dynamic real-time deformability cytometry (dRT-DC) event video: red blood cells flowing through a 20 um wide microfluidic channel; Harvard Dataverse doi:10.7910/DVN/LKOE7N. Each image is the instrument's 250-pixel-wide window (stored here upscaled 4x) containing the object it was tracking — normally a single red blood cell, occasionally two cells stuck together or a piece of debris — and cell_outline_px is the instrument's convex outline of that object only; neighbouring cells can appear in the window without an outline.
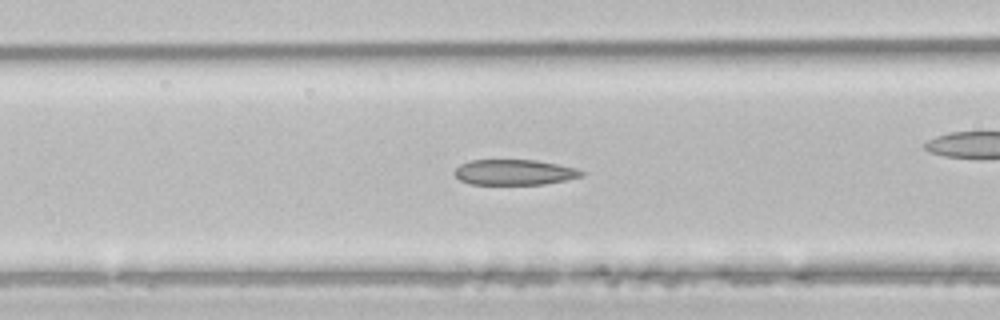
{"species": "common noctule bat (a hibernating species)", "species_latin": "Nyctalus noctula", "temperature_condition": "room temperature", "stored_images_in_passage": 36, "camera_frame_rate_fps": 3000, "um_per_image_px": 0.085, "animal": {"sex": "male", "body_mass_g": 21.5, "forearm_length_mm": 52.0}, "frame": {"image": 1, "passage_image": 6, "time_ms": 1.667, "image_size_px": [1000, 320], "cell_outline_px": [[584, 176], [544, 184], [472, 184], [460, 180], [452, 172], [460, 164], [472, 160], [536, 160], [576, 168], [584, 172]], "centroid_in_image_um": [43.7, 14.64], "position_along_channel_um": 122.9, "area_um2": 18.73}, "authors_computed_cell_mechanics": {"area_um2": 19.6809, "velocity_mm_per_s": 4.143, "shape_relaxation_time_tau1_ms": null, "shape_relaxation_time_tau2_ms": 2.8705, "deformation_change_tau1": null, "deformation_change_tau2": 0.0944}}